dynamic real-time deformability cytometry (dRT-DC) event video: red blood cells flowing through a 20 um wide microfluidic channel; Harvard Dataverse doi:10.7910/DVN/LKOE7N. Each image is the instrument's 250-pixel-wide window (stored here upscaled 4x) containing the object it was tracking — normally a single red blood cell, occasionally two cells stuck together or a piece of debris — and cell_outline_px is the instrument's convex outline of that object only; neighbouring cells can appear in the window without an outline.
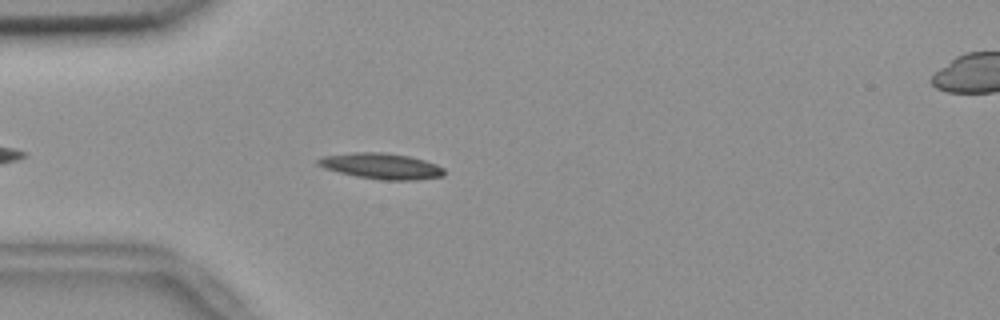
{"species": "common noctule bat (a hibernating species)", "species_latin": "Nyctalus noctula", "temperature_condition": "room temperature", "stored_images_in_passage": 17, "camera_frame_rate_fps": 3000, "um_per_image_px": 0.085, "animal": {"sex": "female", "body_mass_g": 18.4}, "frame": {"image": 1, "passage_image": 6, "time_ms": 1.667, "image_size_px": [1000, 320], "cell_outline_px": [[444, 176], [416, 180], [380, 180], [356, 176], [324, 168], [316, 164], [316, 160], [324, 156], [352, 152], [384, 152], [408, 156], [424, 160], [436, 164], [444, 168]], "centroid_in_image_um": [32.42, 14.12], "position_along_channel_um": 52.6, "area_um2": 19.02}}
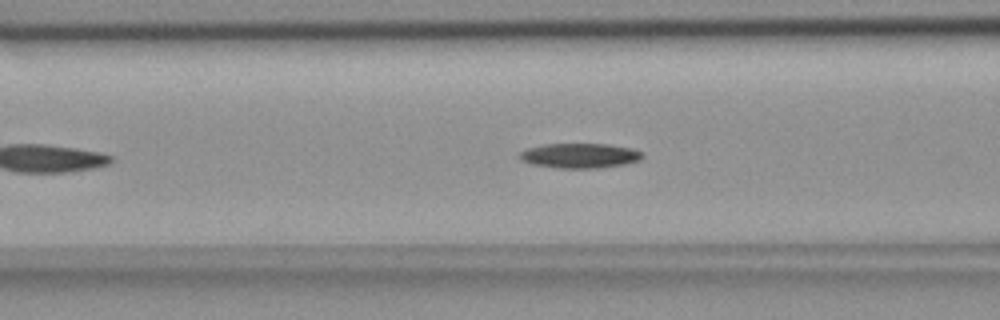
{"frame": {"image": 2, "passage_image": 12, "time_ms": 3.667, "image_size_px": [1000, 320], "cell_outline_px": [[644, 156], [640, 160], [624, 164], [596, 168], [560, 168], [532, 164], [520, 160], [520, 152], [528, 148], [544, 144], [608, 144], [632, 148], [640, 152]], "centroid_in_image_um": [49.28, 13.23], "position_along_channel_um": 117.3, "area_um2": 17.63}}